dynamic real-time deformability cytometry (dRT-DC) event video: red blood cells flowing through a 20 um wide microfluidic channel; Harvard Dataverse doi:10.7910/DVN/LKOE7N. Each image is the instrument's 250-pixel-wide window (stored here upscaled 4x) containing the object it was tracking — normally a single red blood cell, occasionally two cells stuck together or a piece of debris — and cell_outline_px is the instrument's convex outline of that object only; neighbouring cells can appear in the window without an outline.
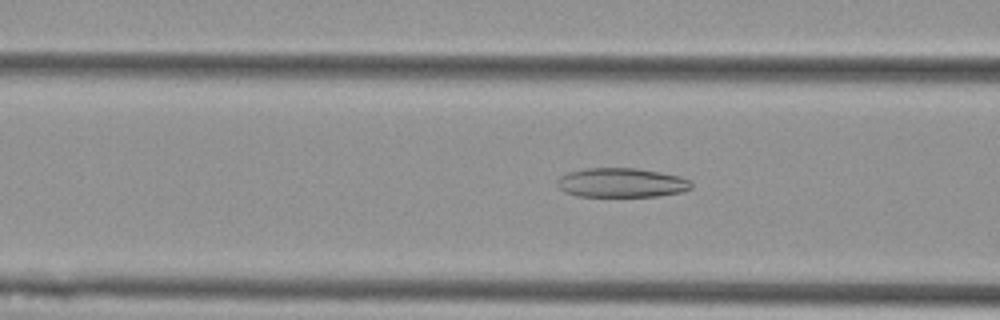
{"species": "Egyptian fruit bat (a non-hibernating species)", "species_latin": "Rousettus aegyptiacus", "temperature_condition": "cold", "stored_images_in_passage": 25, "camera_frame_rate_fps": 3000, "um_per_image_px": 0.085, "animal": {"sex": "female"}, "frame": {"image": 1, "passage_image": 8, "time_ms": 2.333, "image_size_px": [1000, 320], "cell_outline_px": [[692, 188], [684, 192], [660, 196], [576, 196], [564, 192], [556, 184], [556, 180], [560, 176], [568, 172], [584, 168], [636, 168], [660, 172], [680, 176], [692, 180]], "centroid_in_image_um": [52.84, 15.53], "position_along_channel_um": 113.8, "area_um2": 23.24}}
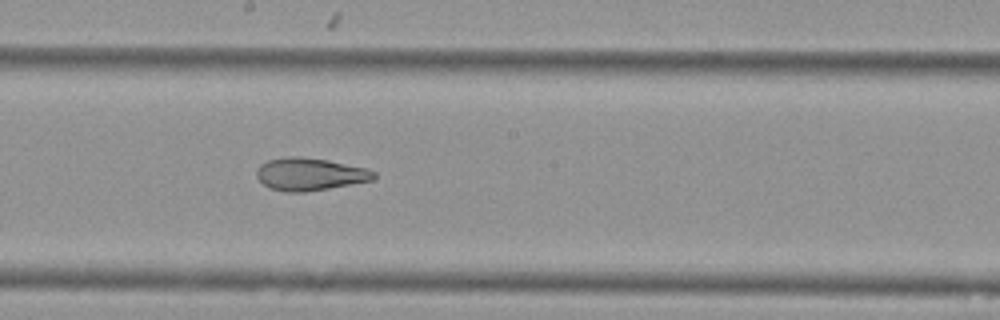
{"frame": {"image": 2, "passage_image": 17, "time_ms": 5.333, "image_size_px": [1000, 320], "cell_outline_px": [[376, 180], [304, 192], [284, 192], [268, 188], [256, 176], [256, 168], [260, 164], [268, 160], [288, 156], [300, 156], [328, 160], [368, 168], [376, 172]], "centroid_in_image_um": [26.35, 14.8], "position_along_channel_um": 221.9, "area_um2": 22.54}}
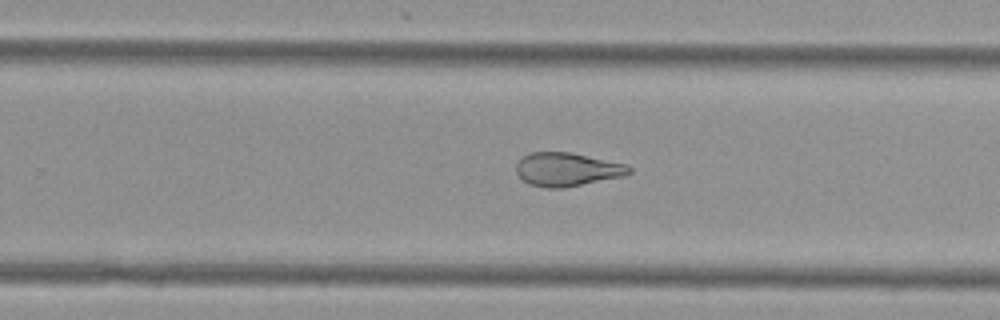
{"frame": {"image": 3, "passage_image": 22, "time_ms": 7.0, "image_size_px": [1000, 320], "cell_outline_px": [[632, 172], [624, 176], [564, 188], [548, 188], [528, 184], [516, 172], [516, 164], [520, 156], [528, 152], [568, 152], [628, 164], [632, 168]], "centroid_in_image_um": [48.19, 14.39], "position_along_channel_um": 281.6, "area_um2": 22.25}, "authors_computed_cell_mechanics": {"area_um2": 22.542, "velocity_mm_per_s": 3.5967, "shape_relaxation_time_tau1_ms": 8.6918, "shape_relaxation_time_tau2_ms": 3.0447, "deformation_change_tau1": 0.2041, "deformation_change_tau2": 0.1197}}